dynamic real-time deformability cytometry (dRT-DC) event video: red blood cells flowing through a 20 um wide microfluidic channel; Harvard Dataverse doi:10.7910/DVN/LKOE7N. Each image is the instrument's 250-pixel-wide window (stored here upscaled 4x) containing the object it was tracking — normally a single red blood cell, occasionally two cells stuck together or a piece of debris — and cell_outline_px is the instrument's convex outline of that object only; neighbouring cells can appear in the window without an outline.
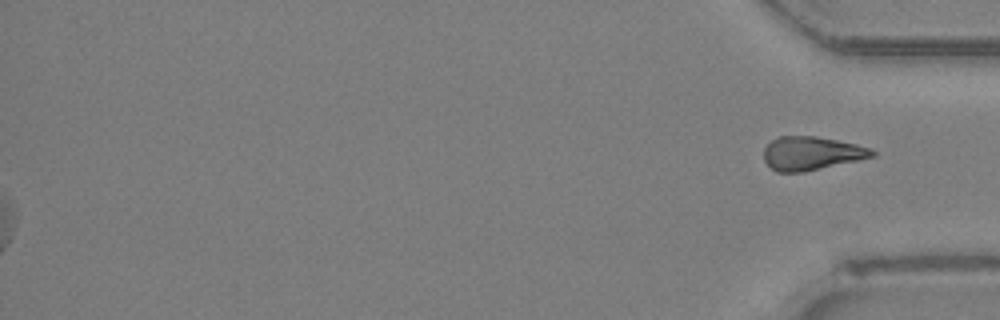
{"species": "Egyptian fruit bat (a non-hibernating species)", "species_latin": "Rousettus aegyptiacus", "temperature_condition": "room temperature", "stored_images_in_passage": 41, "segment_of_instrument_passage": [2, 2], "camera_frame_rate_fps": 3000, "um_per_image_px": 0.085, "animal": {"sex": "female"}, "frame": {"image": 1, "passage_image": 41, "time_ms": 13.333, "image_size_px": [1000, 320], "cell_outline_px": [[876, 156], [804, 172], [776, 172], [764, 160], [764, 148], [772, 140], [780, 136], [816, 136], [856, 144], [868, 148], [876, 152]], "centroid_in_image_um": [68.97, 13.03], "position_along_channel_um": 366.2, "area_um2": 21.04}}